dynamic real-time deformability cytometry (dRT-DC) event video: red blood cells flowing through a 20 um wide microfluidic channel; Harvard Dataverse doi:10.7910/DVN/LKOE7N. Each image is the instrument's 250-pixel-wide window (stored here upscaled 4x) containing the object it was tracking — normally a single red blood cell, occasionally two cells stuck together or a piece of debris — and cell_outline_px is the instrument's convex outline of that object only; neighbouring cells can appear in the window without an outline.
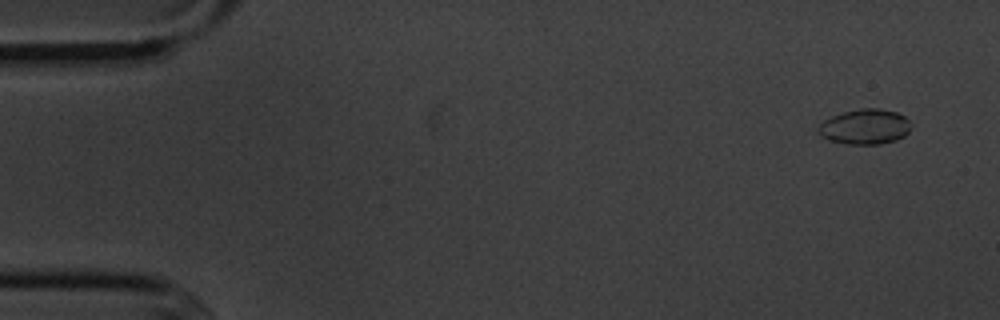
{"species": "common noctule bat (a hibernating species)", "species_latin": "Nyctalus noctula", "temperature_condition": "cold", "stored_images_in_passage": 5, "segment_of_instrument_passage": [2, 2], "camera_frame_rate_fps": 3000, "um_per_image_px": 0.085, "animal": {"sex": "male", "body_mass_g": 20.1, "forearm_length_mm": 53.5}, "frame": {"image": 1, "passage_image": 5, "time_ms": 5.667, "image_size_px": [1000, 320], "cell_outline_px": [[912, 124], [908, 132], [904, 136], [896, 140], [880, 144], [848, 144], [828, 140], [820, 136], [816, 128], [824, 120], [832, 116], [844, 112], [860, 108], [880, 108], [896, 112], [904, 116]], "centroid_in_image_um": [73.51, 10.77], "position_along_channel_um": 11.5, "area_um2": 19.13}}